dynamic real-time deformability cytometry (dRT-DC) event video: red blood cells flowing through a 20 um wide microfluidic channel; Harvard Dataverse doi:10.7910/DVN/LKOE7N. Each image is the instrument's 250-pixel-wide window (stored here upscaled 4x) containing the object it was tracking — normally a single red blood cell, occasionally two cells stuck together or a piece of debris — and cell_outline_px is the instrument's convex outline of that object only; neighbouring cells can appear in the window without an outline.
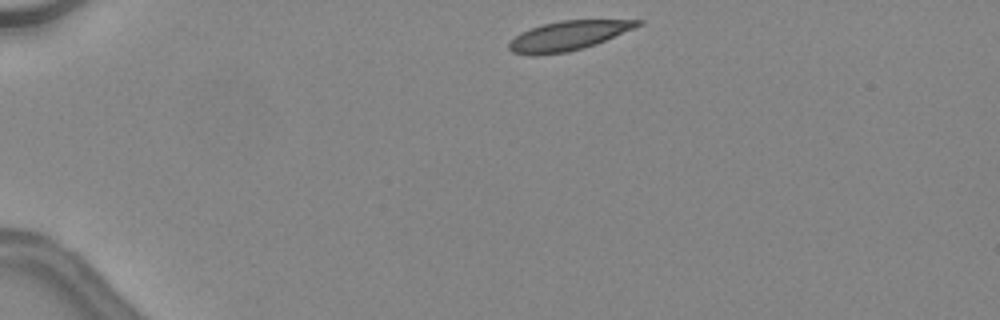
{"species": "common noctule bat (a hibernating species)", "species_latin": "Nyctalus noctula", "temperature_condition": "warm", "stored_images_in_passage": 37, "camera_frame_rate_fps": 3000, "um_per_image_px": 0.085, "animal": {"sex": "female", "body_mass_g": 24.6, "forearm_length_mm": 56.2}, "frame": {"image": 1, "passage_image": 1, "time_ms": 0.0, "image_size_px": [1000, 320], "cell_outline_px": [[644, 24], [596, 44], [584, 48], [568, 52], [536, 56], [528, 56], [512, 52], [508, 48], [508, 44], [520, 32], [544, 24], [560, 20], [644, 20]], "centroid_in_image_um": [48.29, 3.05], "position_along_channel_um": 36.7, "area_um2": 22.14}, "authors_computed_cell_mechanics": {"area_um2": 22.3108, "velocity_mm_per_s": 4.5038, "shape_relaxation_time_tau1_ms": 6.4746, "shape_relaxation_time_tau2_ms": 4.9338, "deformation_change_tau1": 0.1543, "deformation_change_tau2": 0.0894}}